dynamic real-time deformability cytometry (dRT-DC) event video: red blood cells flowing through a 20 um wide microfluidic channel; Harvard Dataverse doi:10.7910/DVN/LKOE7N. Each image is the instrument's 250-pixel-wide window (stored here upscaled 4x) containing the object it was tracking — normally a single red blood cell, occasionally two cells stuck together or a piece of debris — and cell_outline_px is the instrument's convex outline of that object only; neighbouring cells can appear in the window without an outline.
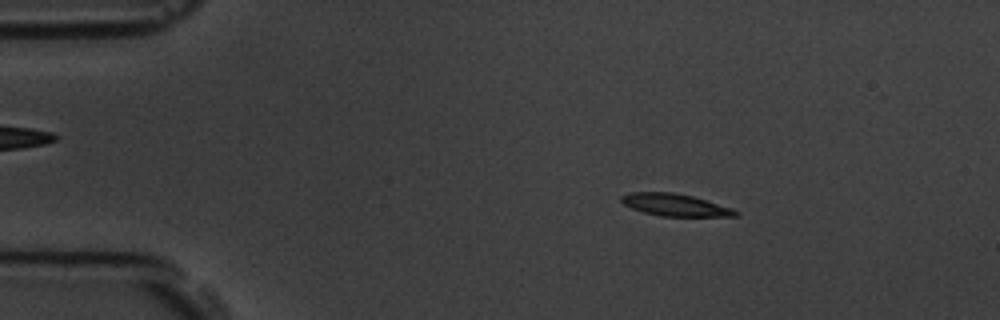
{"species": "common noctule bat (a hibernating species)", "species_latin": "Nyctalus noctula", "temperature_condition": "room temperature", "stored_images_in_passage": 5, "camera_frame_rate_fps": 3000, "um_per_image_px": 0.085, "animal": {"sex": "male", "body_mass_g": 19.5, "forearm_length_mm": 54.6}, "frame": {"image": 1, "passage_image": 2, "time_ms": 1.0, "image_size_px": [1000, 320], "cell_outline_px": [[740, 212], [736, 216], [660, 216], [644, 212], [632, 208], [624, 204], [620, 200], [620, 196], [628, 192], [672, 192], [692, 196], [732, 208]], "centroid_in_image_um": [57.35, 17.41], "position_along_channel_um": 27.7, "area_um2": 14.68}}
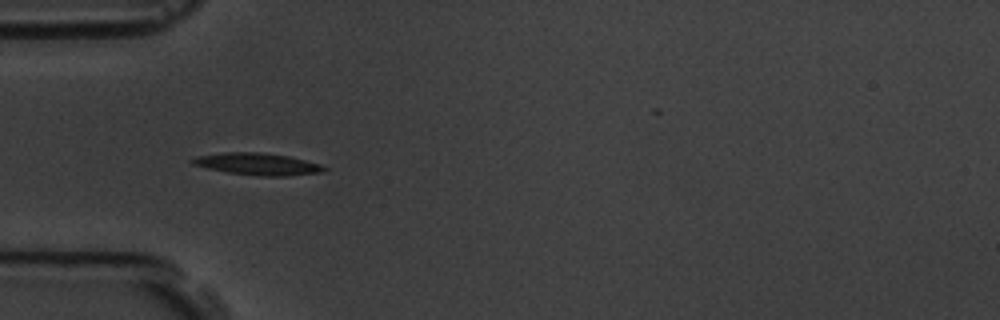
{"frame": {"image": 2, "passage_image": 4, "time_ms": 3.667, "image_size_px": [1000, 320], "cell_outline_px": [[328, 168], [320, 172], [288, 176], [260, 176], [228, 172], [208, 168], [192, 164], [192, 160], [196, 156], [224, 152], [260, 152], [288, 156], [320, 164]], "centroid_in_image_um": [21.89, 13.94], "position_along_channel_um": 63.1, "area_um2": 16.65}}
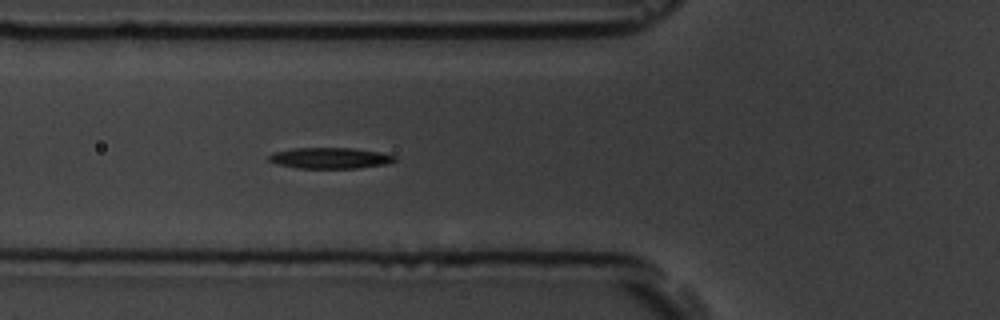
{"frame": {"image": 3, "passage_image": 5, "time_ms": 4.667, "image_size_px": [1000, 320], "cell_outline_px": [[396, 160], [388, 164], [356, 168], [296, 168], [276, 164], [268, 160], [268, 156], [272, 152], [292, 148], [352, 148], [380, 152], [396, 156]], "centroid_in_image_um": [28.02, 13.43], "position_along_channel_um": 97.8, "area_um2": 15.49}}